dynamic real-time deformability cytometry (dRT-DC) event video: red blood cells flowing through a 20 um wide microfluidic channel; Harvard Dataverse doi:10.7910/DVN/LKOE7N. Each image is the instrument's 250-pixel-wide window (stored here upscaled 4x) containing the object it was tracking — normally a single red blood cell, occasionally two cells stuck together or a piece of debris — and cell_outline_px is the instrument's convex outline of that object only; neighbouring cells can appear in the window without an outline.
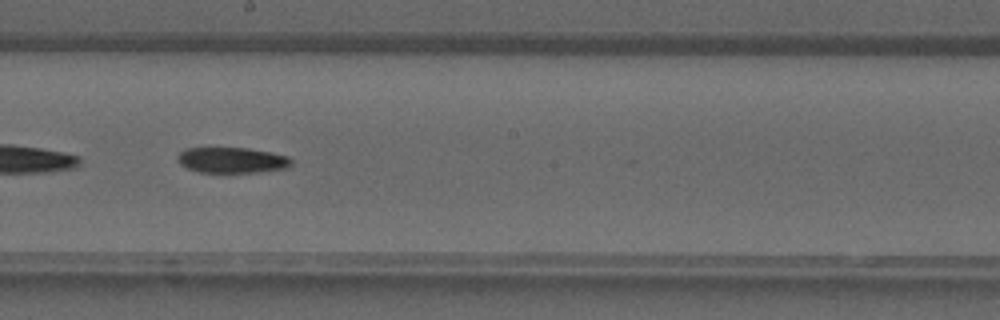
{"species": "common noctule bat (a hibernating species)", "species_latin": "Nyctalus noctula", "temperature_condition": "warm", "stored_images_in_passage": 30, "camera_frame_rate_fps": 3000, "um_per_image_px": 0.085, "animal": {"sex": "male", "forearm_length_mm": 52.5}, "frame": {"image": 1, "passage_image": 13, "time_ms": 4.0, "image_size_px": [1000, 320], "cell_outline_px": [[292, 164], [288, 168], [256, 172], [200, 172], [188, 168], [180, 164], [176, 160], [176, 156], [184, 148], [208, 144], [248, 148], [272, 152], [288, 156], [292, 160]], "centroid_in_image_um": [19.63, 13.54], "position_along_channel_um": 228.6, "area_um2": 18.03}}
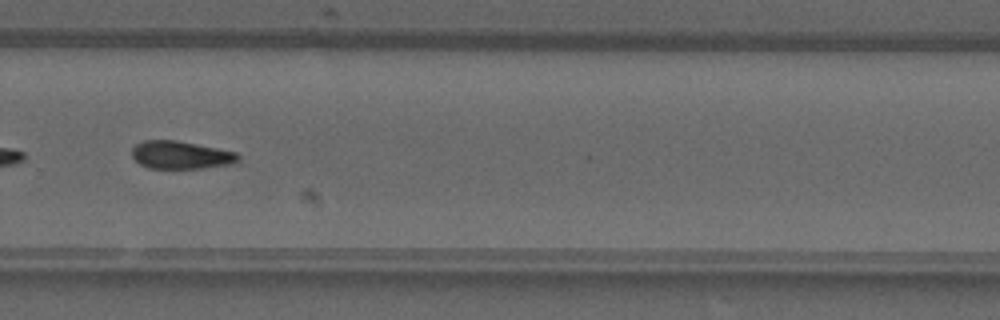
{"frame": {"image": 2, "passage_image": 18, "time_ms": 5.667, "image_size_px": [1000, 320], "cell_outline_px": [[240, 156], [236, 160], [228, 164], [204, 168], [148, 168], [140, 164], [132, 156], [132, 148], [136, 144], [144, 140], [176, 140], [236, 152]], "centroid_in_image_um": [15.31, 13.17], "position_along_channel_um": 314.5, "area_um2": 16.99}}
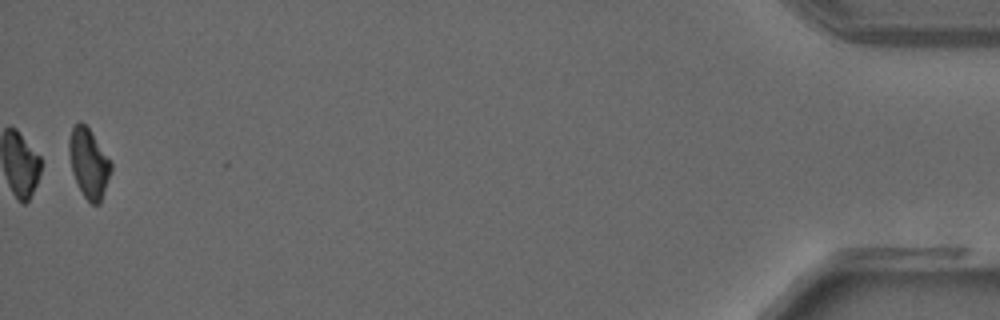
{"frame": {"image": 3, "passage_image": 30, "time_ms": 9.667, "image_size_px": [1000, 320], "cell_outline_px": [[112, 168], [100, 204], [92, 204], [84, 196], [72, 172], [68, 152], [68, 140], [72, 128], [80, 120], [88, 128], [112, 164]], "centroid_in_image_um": [7.52, 13.87], "position_along_channel_um": 427.7, "area_um2": 16.59}}